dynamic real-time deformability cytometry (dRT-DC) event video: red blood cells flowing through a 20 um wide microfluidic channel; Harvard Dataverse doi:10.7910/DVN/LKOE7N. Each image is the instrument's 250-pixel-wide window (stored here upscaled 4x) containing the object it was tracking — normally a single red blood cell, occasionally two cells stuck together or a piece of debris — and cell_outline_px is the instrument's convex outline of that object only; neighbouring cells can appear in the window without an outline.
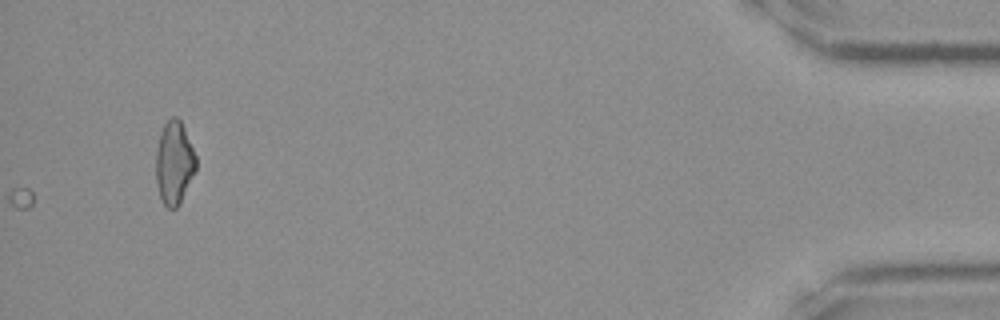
{"species": "Egyptian fruit bat (a non-hibernating species)", "species_latin": "Rousettus aegyptiacus", "temperature_condition": "room temperature", "stored_images_in_passage": 36, "camera_frame_rate_fps": 3000, "um_per_image_px": 0.085, "frame": {"image": 1, "passage_image": 36, "time_ms": 11.667, "image_size_px": [1000, 320], "cell_outline_px": [[196, 168], [180, 204], [176, 208], [168, 208], [164, 204], [160, 196], [156, 184], [156, 152], [160, 132], [164, 124], [172, 116], [176, 116], [180, 120], [184, 128], [196, 156]], "centroid_in_image_um": [14.79, 13.84], "position_along_channel_um": 420.4, "area_um2": 19.31}}